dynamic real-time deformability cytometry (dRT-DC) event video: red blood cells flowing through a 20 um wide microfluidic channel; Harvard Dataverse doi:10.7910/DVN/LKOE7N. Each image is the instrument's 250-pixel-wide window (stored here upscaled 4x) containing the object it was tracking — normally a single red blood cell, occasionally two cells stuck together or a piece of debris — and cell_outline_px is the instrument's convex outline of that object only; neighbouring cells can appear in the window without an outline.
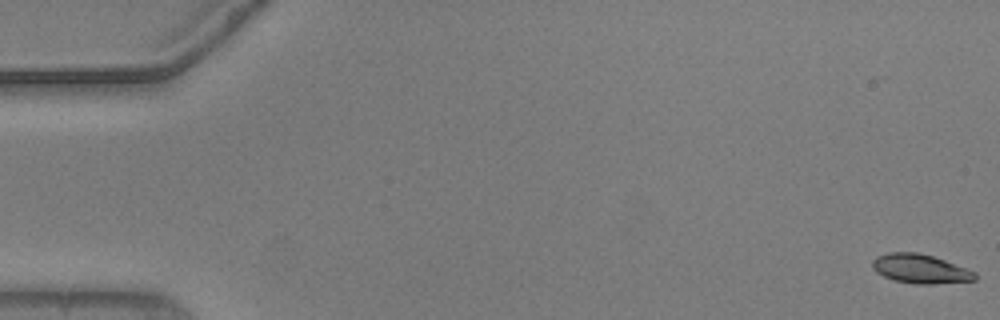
{"species": "common noctule bat (a hibernating species)", "species_latin": "Nyctalus noctula", "temperature_condition": "warm", "stored_images_in_passage": 57, "camera_frame_rate_fps": 3000, "um_per_image_px": 0.085, "animal": {"sex": "male", "body_mass_g": 20.5, "forearm_length_mm": 52.5}, "frame": {"image": 1, "passage_image": 1, "time_ms": 0.0, "image_size_px": [1000, 320], "cell_outline_px": [[976, 280], [932, 284], [916, 284], [896, 280], [884, 276], [876, 272], [872, 268], [872, 260], [876, 256], [888, 252], [920, 252], [944, 260], [976, 272]], "centroid_in_image_um": [78.2, 22.84], "position_along_channel_um": 6.8, "area_um2": 17.34}}
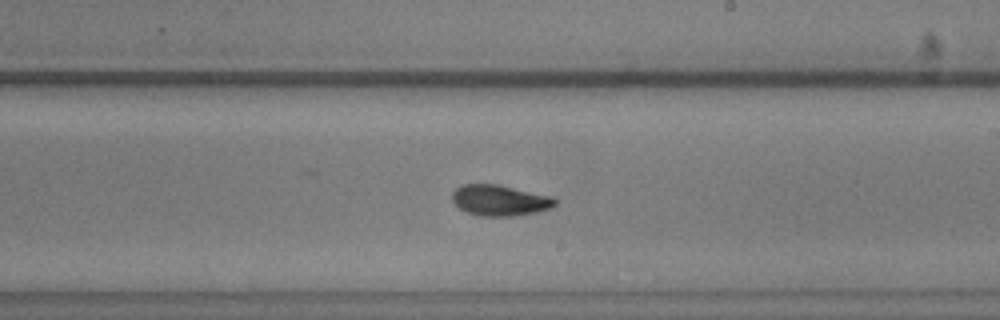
{"frame": {"image": 2, "passage_image": 33, "time_ms": 10.667, "image_size_px": [1000, 320], "cell_outline_px": [[560, 200], [552, 208], [540, 212], [512, 216], [480, 216], [468, 212], [460, 208], [452, 200], [452, 192], [456, 188], [464, 184], [496, 184], [552, 196]], "centroid_in_image_um": [42.54, 17.03], "position_along_channel_um": 246.5, "area_um2": 18.61}}
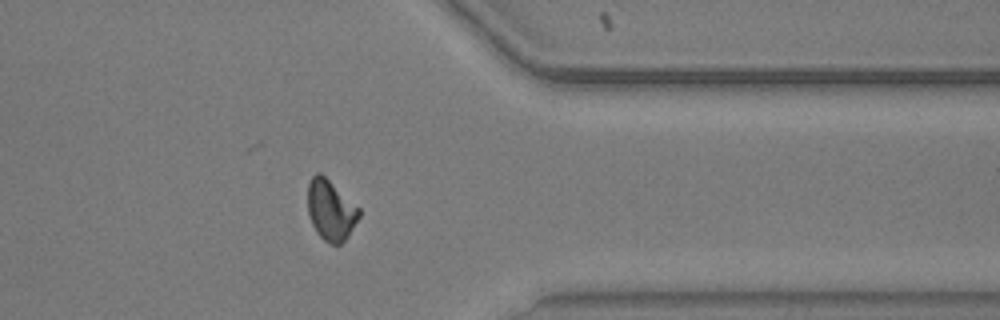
{"frame": {"image": 3, "passage_image": 45, "time_ms": 14.667, "image_size_px": [1000, 320], "cell_outline_px": [[360, 216], [348, 236], [340, 244], [332, 244], [324, 240], [316, 232], [312, 224], [308, 212], [308, 184], [312, 176], [316, 172], [320, 172], [360, 208]], "centroid_in_image_um": [28.11, 17.86], "position_along_channel_um": 383.3, "area_um2": 17.98}, "authors_computed_cell_mechanics": {"area_um2": 17.918, "velocity_mm_per_s": 3.6752, "shape_relaxation_time_tau1_ms": 3.4055, "shape_relaxation_time_tau2_ms": 3.9975, "deformation_change_tau1": 0.1593, "deformation_change_tau2": 0.0794}}